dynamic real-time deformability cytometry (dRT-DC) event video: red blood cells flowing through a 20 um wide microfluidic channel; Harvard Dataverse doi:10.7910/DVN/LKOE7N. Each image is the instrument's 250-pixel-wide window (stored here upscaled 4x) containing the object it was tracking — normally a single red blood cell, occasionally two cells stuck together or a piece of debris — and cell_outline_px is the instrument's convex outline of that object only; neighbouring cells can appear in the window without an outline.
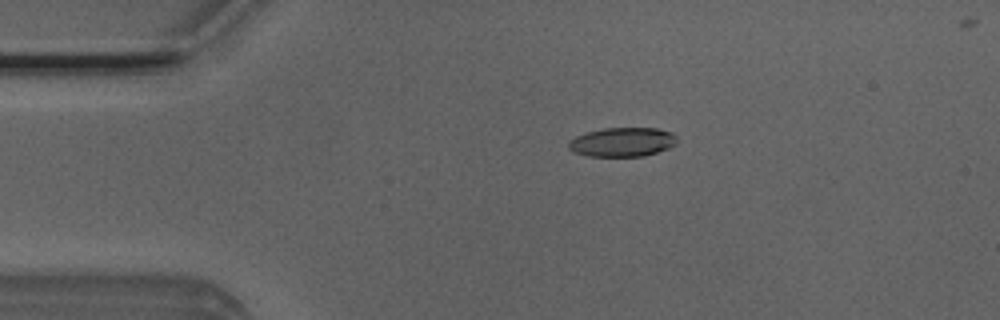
{"species": "Egyptian fruit bat (a non-hibernating species)", "species_latin": "Rousettus aegyptiacus", "temperature_condition": "room temperature", "stored_images_in_passage": 44, "camera_frame_rate_fps": 3000, "um_per_image_px": 0.085, "animal": {"sex": "male"}, "frame": {"image": 1, "passage_image": 2, "time_ms": 0.333, "image_size_px": [1000, 320], "cell_outline_px": [[676, 144], [668, 148], [644, 156], [588, 156], [572, 152], [568, 148], [568, 140], [584, 132], [604, 128], [656, 128], [672, 132], [676, 136]], "centroid_in_image_um": [52.86, 12.07], "position_along_channel_um": 32.1, "area_um2": 18.55}}
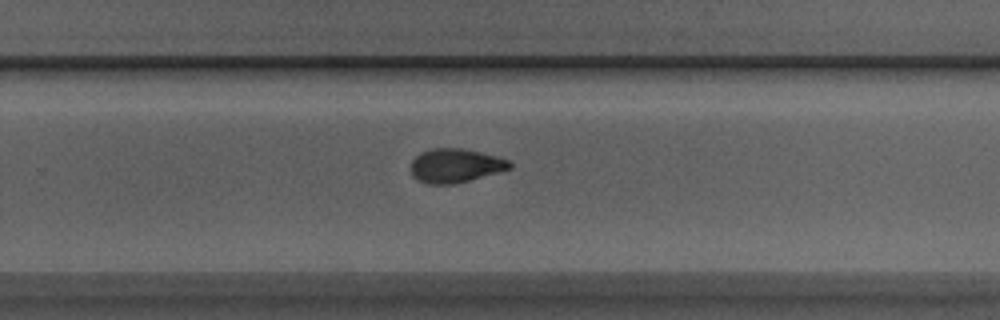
{"frame": {"image": 2, "passage_image": 25, "time_ms": 8.0, "image_size_px": [1000, 320], "cell_outline_px": [[512, 168], [468, 180], [452, 184], [428, 184], [412, 176], [412, 160], [420, 152], [432, 148], [464, 148], [496, 156], [508, 160], [512, 164]], "centroid_in_image_um": [38.7, 14.06], "position_along_channel_um": 291.1, "area_um2": 19.31}}
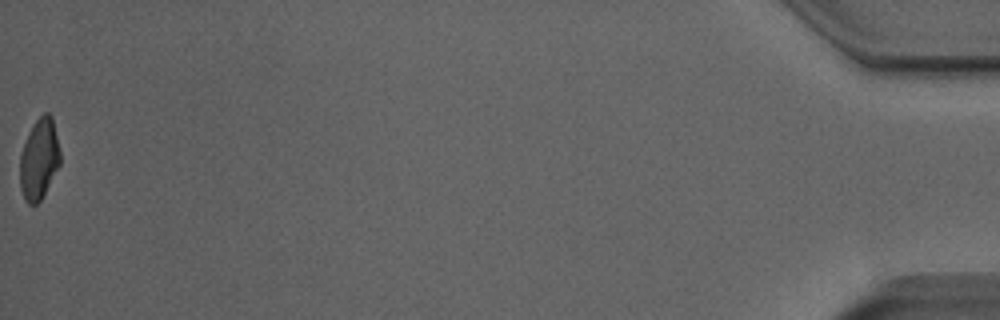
{"frame": {"image": 3, "passage_image": 44, "time_ms": 14.333, "image_size_px": [1000, 320], "cell_outline_px": [[60, 164], [40, 200], [36, 204], [28, 204], [24, 200], [20, 188], [20, 156], [28, 132], [36, 120], [44, 112], [48, 112], [52, 116], [60, 152]], "centroid_in_image_um": [3.31, 13.52], "position_along_channel_um": 431.9, "area_um2": 18.79}, "authors_computed_cell_mechanics": {"area_um2": 19.5364, "velocity_mm_per_s": 3.9285, "shape_relaxation_time_tau1_ms": 5.1606, "shape_relaxation_time_tau2_ms": 2.8963, "deformation_change_tau1": 0.1718, "deformation_change_tau2": 0.079}}